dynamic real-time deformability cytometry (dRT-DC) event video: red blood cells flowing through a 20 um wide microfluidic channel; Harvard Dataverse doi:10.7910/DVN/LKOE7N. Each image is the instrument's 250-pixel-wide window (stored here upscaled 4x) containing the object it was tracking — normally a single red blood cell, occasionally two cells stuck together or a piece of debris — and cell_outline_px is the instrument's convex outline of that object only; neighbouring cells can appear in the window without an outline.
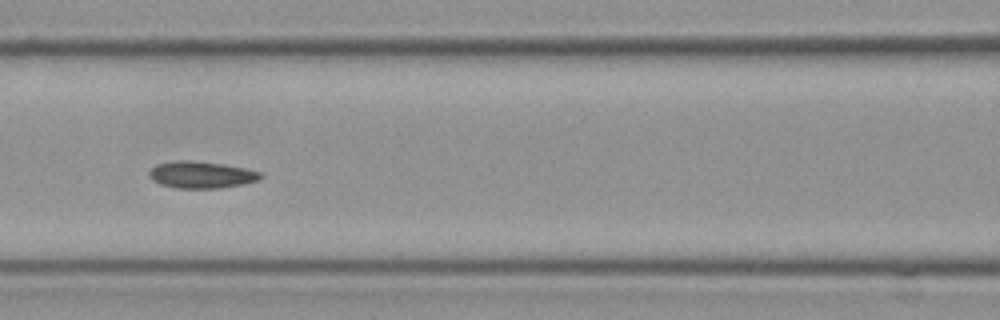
{"species": "Egyptian fruit bat (a non-hibernating species)", "species_latin": "Rousettus aegyptiacus", "temperature_condition": "cold", "stored_images_in_passage": 10, "camera_frame_rate_fps": 3000, "um_per_image_px": 0.085, "frame": {"image": 1, "passage_image": 6, "time_ms": 1.667, "image_size_px": [1000, 320], "cell_outline_px": [[264, 176], [256, 180], [244, 184], [220, 188], [176, 188], [160, 184], [152, 180], [148, 176], [148, 172], [156, 164], [180, 160], [184, 160], [220, 164], [244, 168], [260, 172]], "centroid_in_image_um": [17.08, 14.87], "position_along_channel_um": 149.5, "area_um2": 17.22}}
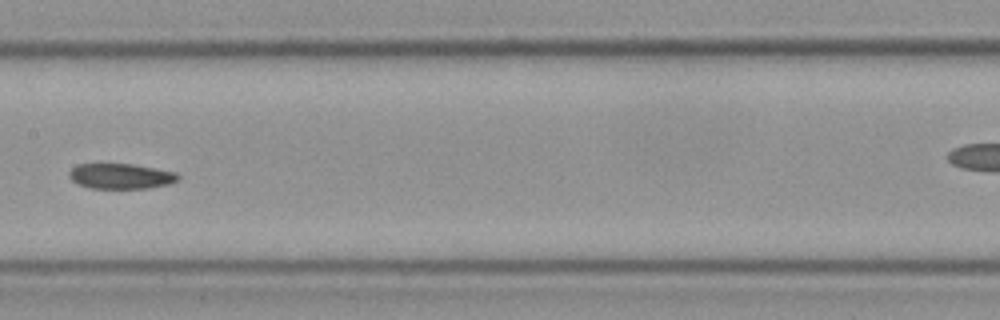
{"frame": {"image": 2, "passage_image": 7, "time_ms": 2.0, "image_size_px": [1000, 320], "cell_outline_px": [[180, 176], [176, 180], [168, 184], [148, 188], [92, 188], [80, 184], [72, 180], [68, 176], [68, 172], [72, 168], [80, 164], [132, 164], [176, 172]], "centroid_in_image_um": [10.26, 14.97], "position_along_channel_um": 197.1, "area_um2": 15.84}}
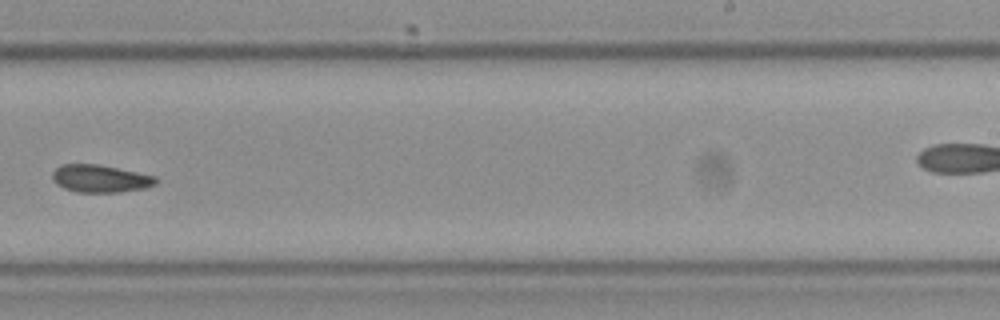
{"frame": {"image": 3, "passage_image": 9, "time_ms": 2.667, "image_size_px": [1000, 320], "cell_outline_px": [[156, 184], [144, 188], [120, 192], [76, 192], [64, 188], [56, 184], [52, 180], [52, 172], [60, 164], [96, 164], [156, 176]], "centroid_in_image_um": [8.47, 15.18], "position_along_channel_um": 280.5, "area_um2": 16.53}}